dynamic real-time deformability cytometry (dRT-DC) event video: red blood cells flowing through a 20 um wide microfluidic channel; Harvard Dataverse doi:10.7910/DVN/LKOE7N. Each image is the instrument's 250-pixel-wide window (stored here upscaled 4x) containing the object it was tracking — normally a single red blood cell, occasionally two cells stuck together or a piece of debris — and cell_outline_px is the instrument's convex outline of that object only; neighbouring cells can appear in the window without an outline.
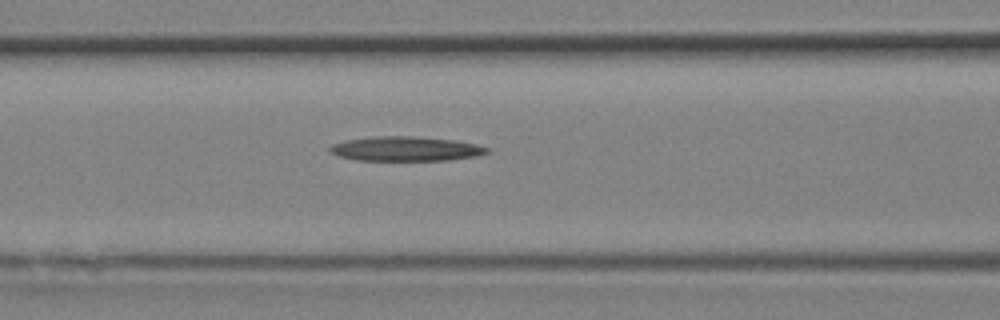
{"species": "Egyptian fruit bat (a non-hibernating species)", "species_latin": "Rousettus aegyptiacus", "temperature_condition": "room temperature", "stored_images_in_passage": 4, "camera_frame_rate_fps": 3000, "um_per_image_px": 0.085, "animal": {"sex": "female"}, "frame": {"image": 1, "passage_image": 3, "time_ms": 0.667, "image_size_px": [1000, 320], "cell_outline_px": [[488, 152], [476, 156], [448, 160], [356, 160], [340, 156], [328, 152], [328, 148], [332, 144], [344, 140], [372, 136], [408, 136], [452, 140], [476, 144], [488, 148]], "centroid_in_image_um": [34.41, 12.64], "position_along_channel_um": 132.2, "area_um2": 22.31}}